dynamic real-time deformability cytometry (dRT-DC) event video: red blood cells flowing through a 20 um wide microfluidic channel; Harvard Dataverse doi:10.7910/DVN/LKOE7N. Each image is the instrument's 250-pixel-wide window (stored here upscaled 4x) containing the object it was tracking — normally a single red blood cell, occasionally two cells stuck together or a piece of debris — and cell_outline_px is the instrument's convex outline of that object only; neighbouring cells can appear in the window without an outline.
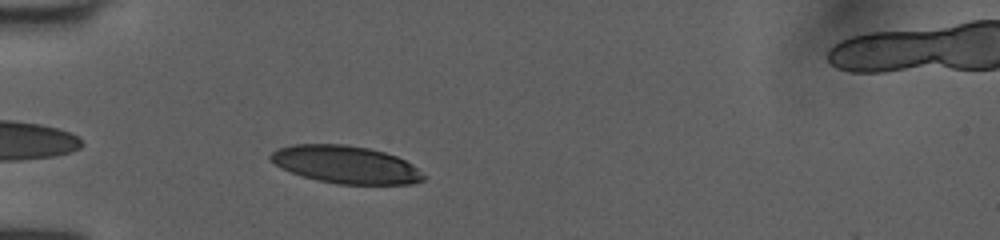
{"species": "human", "species_latin": "Homo sapiens", "temperature_condition": "room temperature", "stored_images_in_passage": 33, "camera_frame_rate_fps": 3000, "um_per_image_px": 0.085, "donor": {"sex": "female"}, "frame": {"image": 1, "passage_image": 3, "time_ms": 0.667, "image_size_px": [1000, 240], "cell_outline_px": [[424, 176], [420, 180], [408, 184], [340, 184], [320, 180], [304, 176], [292, 172], [276, 164], [272, 160], [272, 152], [280, 148], [296, 144], [340, 144], [368, 148], [384, 152], [396, 156], [404, 160]], "centroid_in_image_um": [29.37, 13.98], "position_along_channel_um": 55.6, "area_um2": 32.43}}
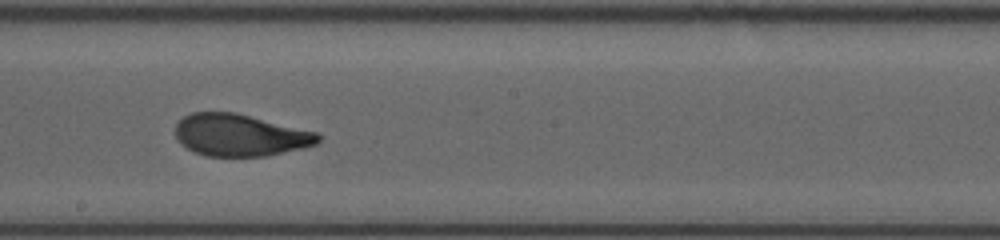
{"frame": {"image": 2, "passage_image": 17, "time_ms": 5.333, "image_size_px": [1000, 240], "cell_outline_px": [[320, 140], [316, 144], [280, 152], [260, 156], [208, 156], [196, 152], [188, 148], [176, 136], [176, 124], [184, 116], [192, 112], [232, 112], [316, 132], [320, 136]], "centroid_in_image_um": [20.37, 11.48], "position_along_channel_um": 227.8, "area_um2": 33.99}}
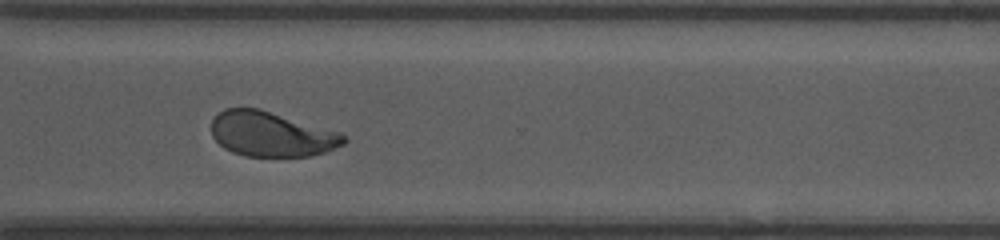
{"frame": {"image": 3, "passage_image": 26, "time_ms": 8.333, "image_size_px": [1000, 240], "cell_outline_px": [[344, 144], [308, 156], [248, 156], [224, 148], [212, 136], [212, 120], [220, 112], [228, 108], [256, 108], [344, 136]], "centroid_in_image_um": [22.93, 11.42], "position_along_channel_um": 347.7, "area_um2": 32.83}, "authors_computed_cell_mechanics": {"area_um2": 33.9864, "velocity_mm_per_s": 4.01, "shape_relaxation_time_tau1_ms": 3.3365, "shape_relaxation_time_tau2_ms": 0.7778, "deformation_change_tau1": 0.1805, "deformation_change_tau2": 0.0614}}